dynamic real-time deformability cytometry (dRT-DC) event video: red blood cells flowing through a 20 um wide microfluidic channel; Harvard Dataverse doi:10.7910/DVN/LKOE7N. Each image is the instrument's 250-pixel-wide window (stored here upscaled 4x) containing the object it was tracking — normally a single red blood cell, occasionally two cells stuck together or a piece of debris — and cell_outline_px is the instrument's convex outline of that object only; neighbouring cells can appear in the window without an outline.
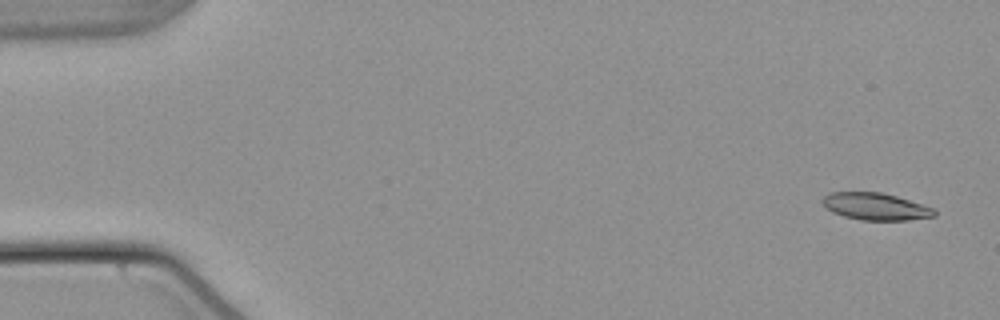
{"species": "common noctule bat (a hibernating species)", "species_latin": "Nyctalus noctula", "temperature_condition": "warm", "stored_images_in_passage": 56, "segment_of_instrument_passage": [1, 2], "camera_frame_rate_fps": 3000, "um_per_image_px": 0.085, "animal": {"sex": "male", "body_mass_g": 21.5, "forearm_length_mm": 52.0}, "frame": {"image": 1, "passage_image": 3, "time_ms": 0.667, "image_size_px": [1000, 320], "cell_outline_px": [[936, 216], [908, 220], [860, 220], [844, 216], [832, 212], [824, 208], [820, 200], [828, 192], [880, 192], [896, 196], [936, 208]], "centroid_in_image_um": [74.4, 17.55], "position_along_channel_um": 10.6, "area_um2": 17.92}}
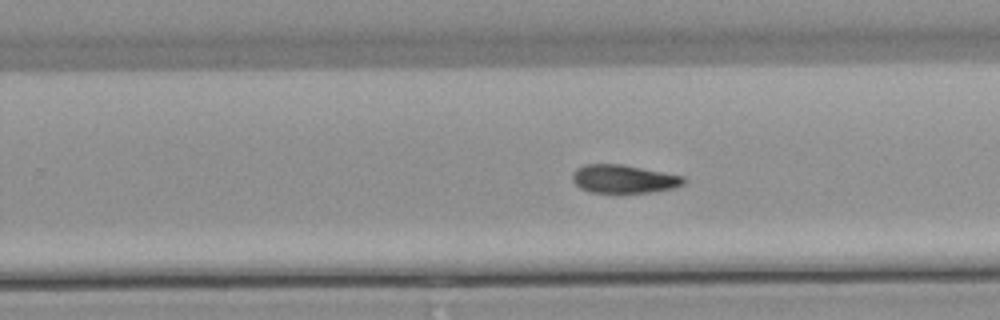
{"frame": {"image": 2, "passage_image": 35, "time_ms": 11.333, "image_size_px": [1000, 320], "cell_outline_px": [[688, 180], [684, 184], [672, 188], [652, 192], [588, 192], [580, 188], [572, 180], [572, 172], [576, 168], [584, 164], [620, 164], [684, 176]], "centroid_in_image_um": [53.0, 15.2], "position_along_channel_um": 276.8, "area_um2": 18.32}}
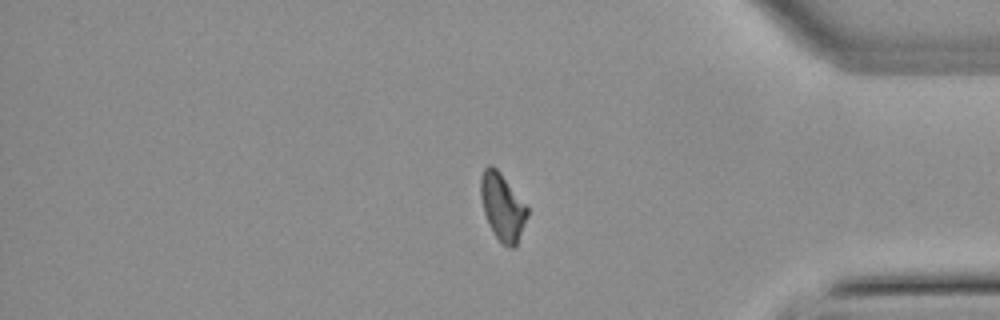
{"frame": {"image": 3, "passage_image": 46, "time_ms": 15.0, "image_size_px": [1000, 320], "cell_outline_px": [[528, 216], [516, 248], [512, 248], [500, 244], [484, 212], [480, 196], [480, 176], [484, 168], [488, 164], [492, 164], [500, 172], [528, 208]], "centroid_in_image_um": [42.71, 17.59], "position_along_channel_um": 392.5, "area_um2": 18.21}}